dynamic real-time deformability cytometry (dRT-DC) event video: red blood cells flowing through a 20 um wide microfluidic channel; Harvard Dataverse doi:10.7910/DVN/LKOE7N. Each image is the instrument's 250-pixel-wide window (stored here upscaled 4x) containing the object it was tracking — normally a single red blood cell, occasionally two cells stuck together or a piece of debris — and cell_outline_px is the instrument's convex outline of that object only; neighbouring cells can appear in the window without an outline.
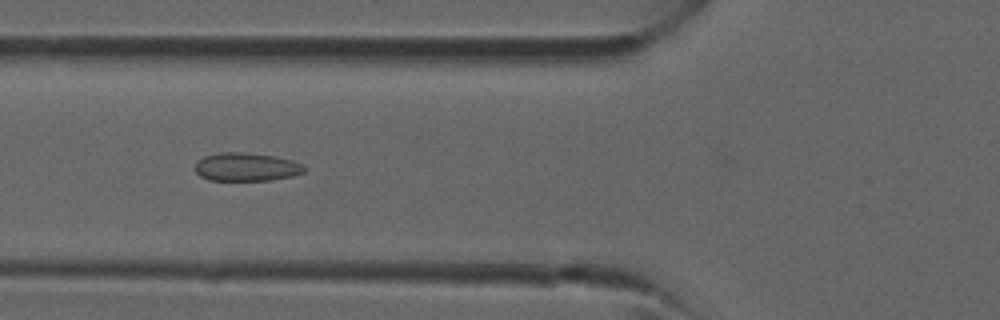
{"species": "common noctule bat (a hibernating species)", "species_latin": "Nyctalus noctula", "temperature_condition": "room temperature", "stored_images_in_passage": 38, "camera_frame_rate_fps": 3000, "um_per_image_px": 0.085, "animal": {"sex": "male", "forearm_length_mm": 52.5}, "frame": {"image": 1, "passage_image": 14, "time_ms": 4.333, "image_size_px": [1000, 320], "cell_outline_px": [[304, 172], [292, 176], [272, 180], [208, 180], [200, 176], [192, 168], [196, 160], [204, 156], [220, 152], [240, 152], [276, 156], [292, 160], [304, 164]], "centroid_in_image_um": [20.89, 14.18], "position_along_channel_um": 104.9, "area_um2": 18.26}}
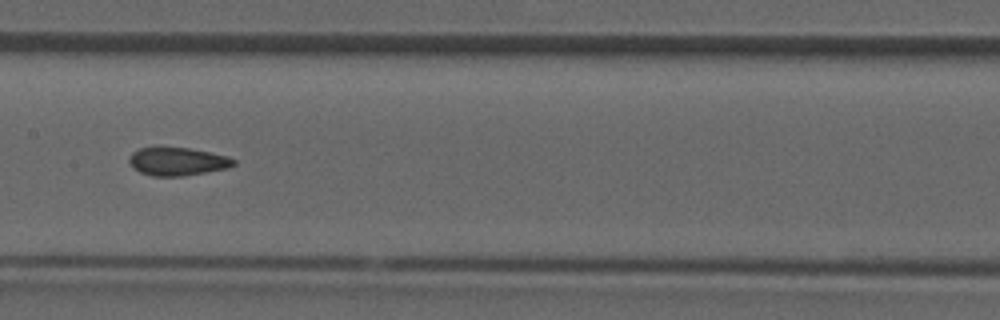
{"frame": {"image": 2, "passage_image": 19, "time_ms": 6.0, "image_size_px": [1000, 320], "cell_outline_px": [[236, 164], [228, 168], [180, 176], [152, 176], [140, 172], [132, 168], [128, 160], [128, 156], [132, 152], [140, 148], [188, 148], [228, 156], [236, 160]], "centroid_in_image_um": [15.06, 13.73], "position_along_channel_um": 192.3, "area_um2": 16.99}}
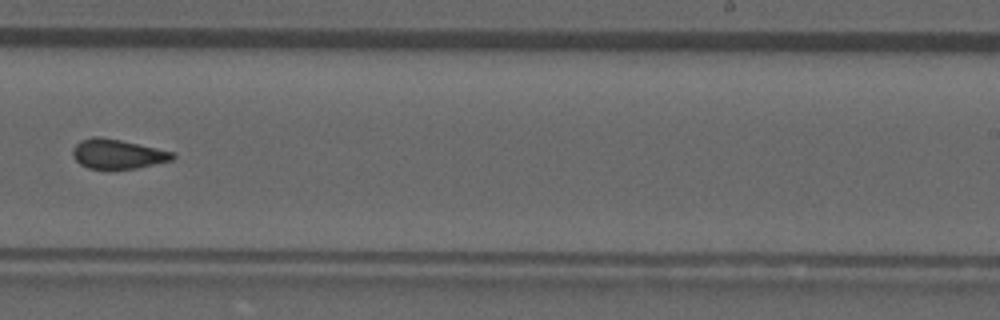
{"frame": {"image": 3, "passage_image": 24, "time_ms": 7.667, "image_size_px": [1000, 320], "cell_outline_px": [[176, 156], [172, 160], [136, 168], [88, 168], [80, 164], [72, 156], [72, 148], [80, 140], [92, 136], [100, 136], [120, 140], [176, 152]], "centroid_in_image_um": [9.99, 13.07], "position_along_channel_um": 279.0, "area_um2": 17.17}}